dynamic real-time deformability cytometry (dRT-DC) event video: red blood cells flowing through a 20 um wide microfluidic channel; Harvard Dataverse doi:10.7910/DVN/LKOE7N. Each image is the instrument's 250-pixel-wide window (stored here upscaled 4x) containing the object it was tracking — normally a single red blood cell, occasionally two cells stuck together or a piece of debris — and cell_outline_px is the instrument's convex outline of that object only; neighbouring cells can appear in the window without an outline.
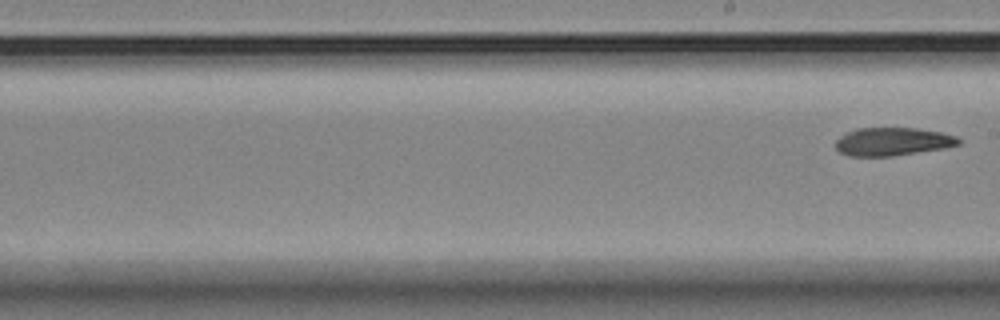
{"species": "Egyptian fruit bat (a non-hibernating species)", "species_latin": "Rousettus aegyptiacus", "temperature_condition": "room temperature", "stored_images_in_passage": 6, "segment_of_instrument_passage": [2, 2], "camera_frame_rate_fps": 3000, "um_per_image_px": 0.085, "animal": {"sex": "female"}, "frame": {"image": 1, "passage_image": 6, "time_ms": 6.667, "image_size_px": [1000, 320], "cell_outline_px": [[960, 144], [944, 148], [892, 156], [848, 156], [840, 152], [836, 148], [836, 140], [840, 136], [856, 128], [916, 128], [940, 132], [956, 136], [960, 140]], "centroid_in_image_um": [75.86, 12.03], "position_along_channel_um": 213.1, "area_um2": 20.06}}